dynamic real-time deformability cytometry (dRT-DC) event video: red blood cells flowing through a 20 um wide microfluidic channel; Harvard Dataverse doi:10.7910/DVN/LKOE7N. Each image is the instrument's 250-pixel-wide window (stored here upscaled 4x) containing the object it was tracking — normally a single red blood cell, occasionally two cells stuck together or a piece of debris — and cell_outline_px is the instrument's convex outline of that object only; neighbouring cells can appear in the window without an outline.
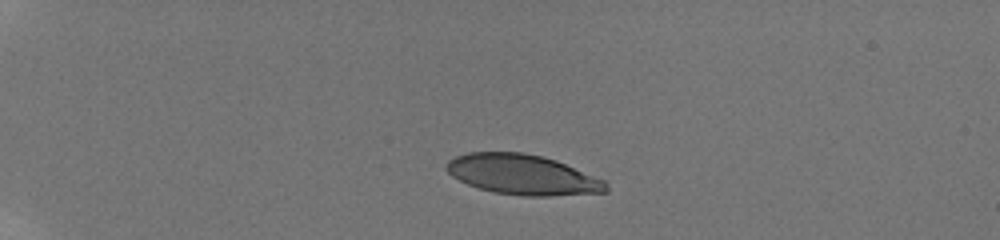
{"species": "human", "species_latin": "Homo sapiens", "temperature_condition": "room temperature", "stored_images_in_passage": 15, "camera_frame_rate_fps": 3000, "um_per_image_px": 0.085, "donor": {"sex": "male"}, "frame": {"image": 1, "passage_image": 3, "time_ms": 0.667, "image_size_px": [1000, 240], "cell_outline_px": [[608, 192], [548, 196], [524, 196], [496, 192], [480, 188], [468, 184], [452, 176], [444, 168], [444, 164], [448, 160], [456, 156], [468, 152], [524, 152], [556, 160], [604, 180], [608, 184]], "centroid_in_image_um": [44.41, 14.84], "position_along_channel_um": 40.6, "area_um2": 37.22}}
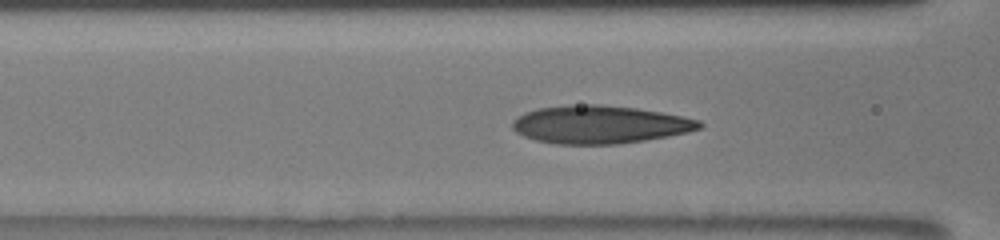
{"frame": {"image": 2, "passage_image": 9, "time_ms": 2.667, "image_size_px": [1000, 240], "cell_outline_px": [[704, 124], [700, 128], [688, 132], [668, 136], [620, 144], [556, 144], [536, 140], [524, 136], [516, 132], [512, 128], [512, 120], [516, 116], [524, 112], [536, 108], [568, 104], [600, 104], [636, 108], [660, 112], [700, 120]], "centroid_in_image_um": [50.93, 10.57], "position_along_channel_um": 115.7, "area_um2": 41.62}}
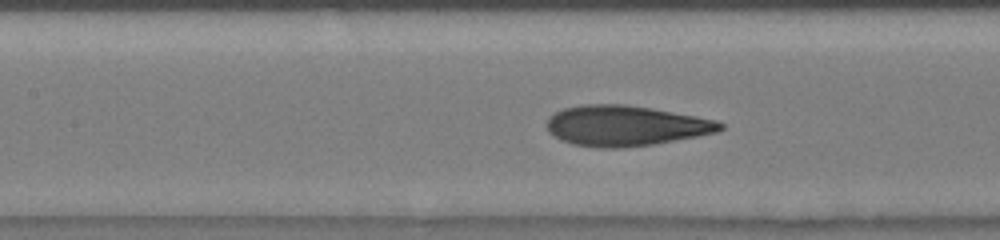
{"frame": {"image": 3, "passage_image": 11, "time_ms": 3.333, "image_size_px": [1000, 240], "cell_outline_px": [[724, 128], [716, 132], [696, 136], [652, 144], [624, 148], [600, 148], [572, 144], [560, 140], [552, 136], [548, 132], [548, 116], [564, 108], [580, 104], [624, 104], [652, 108], [696, 116], [716, 120], [724, 124]], "centroid_in_image_um": [53.13, 10.68], "position_along_channel_um": 154.3, "area_um2": 40.86}}